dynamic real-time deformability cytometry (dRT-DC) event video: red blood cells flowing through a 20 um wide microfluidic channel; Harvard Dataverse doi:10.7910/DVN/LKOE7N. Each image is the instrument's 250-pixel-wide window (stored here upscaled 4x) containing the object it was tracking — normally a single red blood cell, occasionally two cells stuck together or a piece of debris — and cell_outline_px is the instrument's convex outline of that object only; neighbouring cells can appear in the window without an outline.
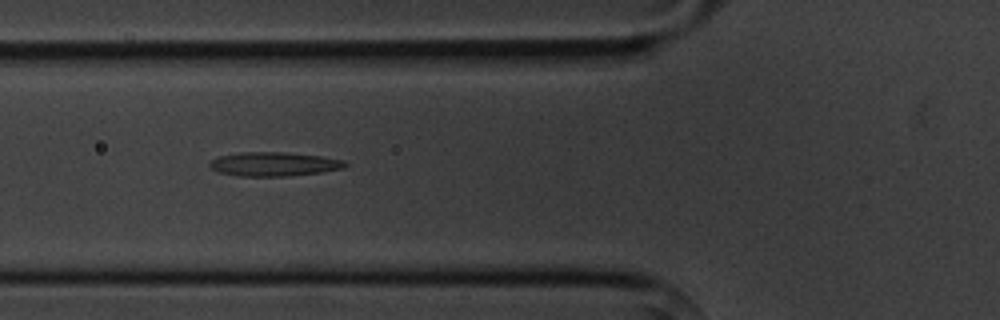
{"species": "common noctule bat (a hibernating species)", "species_latin": "Nyctalus noctula", "temperature_condition": "cold", "stored_images_in_passage": 16, "camera_frame_rate_fps": 3000, "um_per_image_px": 0.085, "animal": {"sex": "male", "body_mass_g": 20.1, "forearm_length_mm": 53.5}, "frame": {"image": 1, "passage_image": 7, "time_ms": 7.667, "image_size_px": [1000, 320], "cell_outline_px": [[348, 164], [344, 168], [320, 172], [288, 176], [236, 176], [220, 172], [212, 168], [208, 164], [212, 160], [220, 156], [240, 152], [284, 152], [324, 156], [344, 160]], "centroid_in_image_um": [23.32, 13.94], "position_along_channel_um": 102.5, "area_um2": 18.96}}
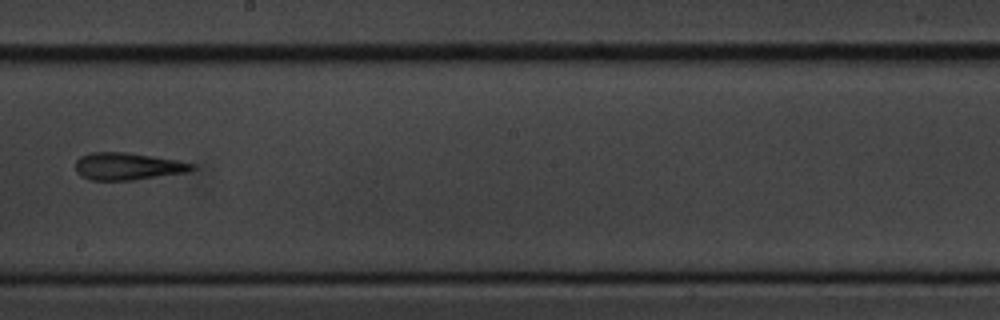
{"frame": {"image": 2, "passage_image": 10, "time_ms": 11.333, "image_size_px": [1000, 320], "cell_outline_px": [[196, 168], [188, 172], [132, 180], [88, 180], [80, 176], [76, 172], [76, 160], [80, 156], [88, 152], [124, 152], [152, 156], [176, 160], [196, 164]], "centroid_in_image_um": [10.83, 14.14], "position_along_channel_um": 237.4, "area_um2": 18.61}}
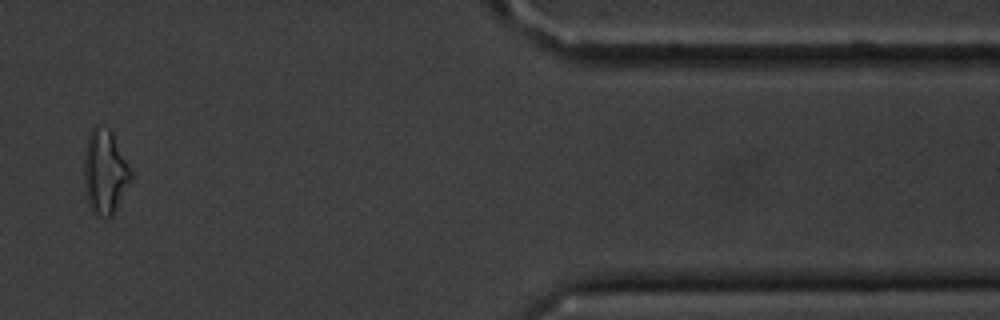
{"frame": {"image": 3, "passage_image": 14, "time_ms": 17.0, "image_size_px": [1000, 320], "cell_outline_px": [[132, 180], [112, 216], [96, 216], [92, 212], [88, 204], [84, 188], [84, 156], [88, 136], [92, 128], [96, 124], [108, 128], [112, 132], [132, 172]], "centroid_in_image_um": [8.91, 14.63], "position_along_channel_um": 402.5, "area_um2": 23.12}, "authors_computed_cell_mechanics": {"area_um2": 18.5827, "velocity_mm_per_s": 3.6607, "shape_relaxation_time_tau1_ms": 9.5442, "shape_relaxation_time_tau2_ms": 3.3078, "deformation_change_tau1": 0.219, "deformation_change_tau2": 0.1277}}